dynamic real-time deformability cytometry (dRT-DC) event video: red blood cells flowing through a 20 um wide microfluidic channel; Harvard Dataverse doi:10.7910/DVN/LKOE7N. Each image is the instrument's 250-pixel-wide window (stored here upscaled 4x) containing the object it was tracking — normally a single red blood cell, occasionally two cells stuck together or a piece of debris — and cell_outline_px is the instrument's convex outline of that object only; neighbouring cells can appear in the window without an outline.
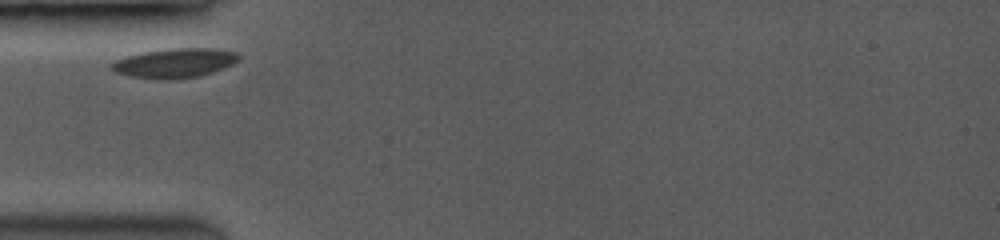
{"species": "common noctule bat (a hibernating species)", "species_latin": "Nyctalus noctula", "temperature_condition": "room temperature", "stored_images_in_passage": 3, "camera_frame_rate_fps": 3500, "um_per_image_px": 0.085, "animal": {"sex": "female", "body_mass_g": 19.0, "forearm_length_mm": 53.3}, "frame": {"image": 1, "passage_image": 1, "time_ms": 0.0, "image_size_px": [1000, 240], "cell_outline_px": [[240, 60], [232, 64], [212, 72], [200, 76], [168, 80], [128, 76], [116, 72], [112, 68], [112, 64], [116, 60], [124, 56], [144, 52], [168, 48], [212, 48], [236, 52], [240, 56]], "centroid_in_image_um": [14.86, 5.35], "position_along_channel_um": 70.1, "area_um2": 21.73}}